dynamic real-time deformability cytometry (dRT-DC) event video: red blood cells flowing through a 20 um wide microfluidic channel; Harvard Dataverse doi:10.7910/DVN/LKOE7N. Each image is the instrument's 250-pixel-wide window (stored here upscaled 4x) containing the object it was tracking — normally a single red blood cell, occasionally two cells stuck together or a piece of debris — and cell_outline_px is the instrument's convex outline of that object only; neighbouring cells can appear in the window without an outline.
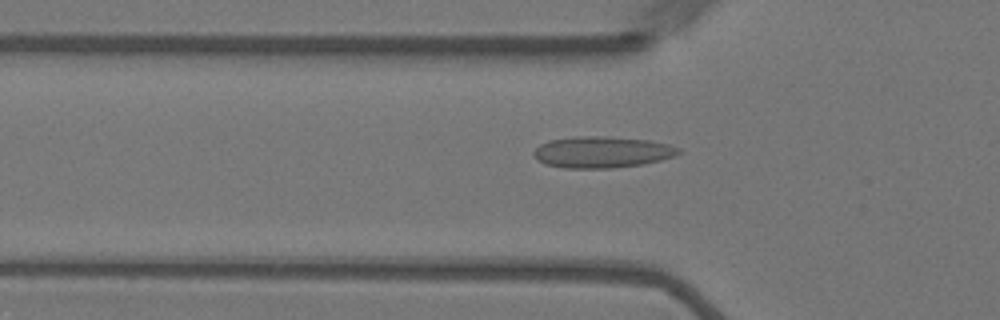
{"species": "Egyptian fruit bat (a non-hibernating species)", "species_latin": "Rousettus aegyptiacus", "temperature_condition": "warm", "stored_images_in_passage": 53, "camera_frame_rate_fps": 3000, "um_per_image_px": 0.085, "animal": {"sex": "female"}, "frame": {"image": 1, "passage_image": 15, "time_ms": 4.667, "image_size_px": [1000, 320], "cell_outline_px": [[684, 152], [660, 160], [640, 164], [612, 168], [564, 168], [544, 164], [532, 152], [540, 144], [548, 140], [576, 136], [604, 136], [648, 140], [668, 144], [680, 148]], "centroid_in_image_um": [51.17, 12.92], "position_along_channel_um": 74.6, "area_um2": 26.41}}
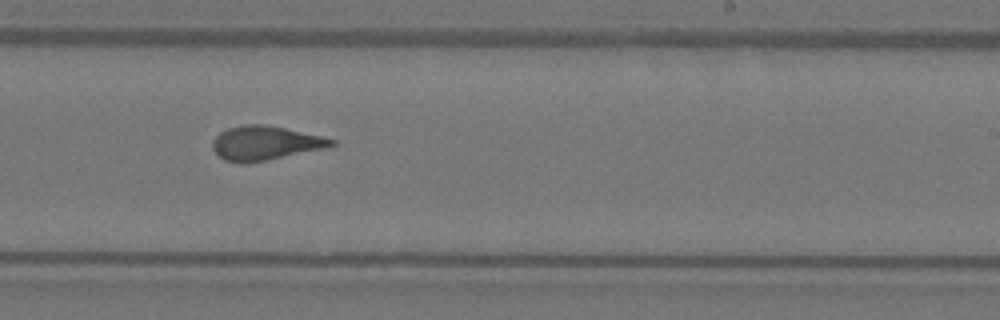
{"frame": {"image": 2, "passage_image": 31, "time_ms": 10.0, "image_size_px": [1000, 320], "cell_outline_px": [[336, 144], [324, 148], [268, 160], [240, 164], [224, 160], [212, 148], [212, 140], [220, 132], [228, 128], [244, 124], [264, 124], [284, 128], [320, 136], [336, 140]], "centroid_in_image_um": [22.5, 12.16], "position_along_channel_um": 266.5, "area_um2": 23.47}}
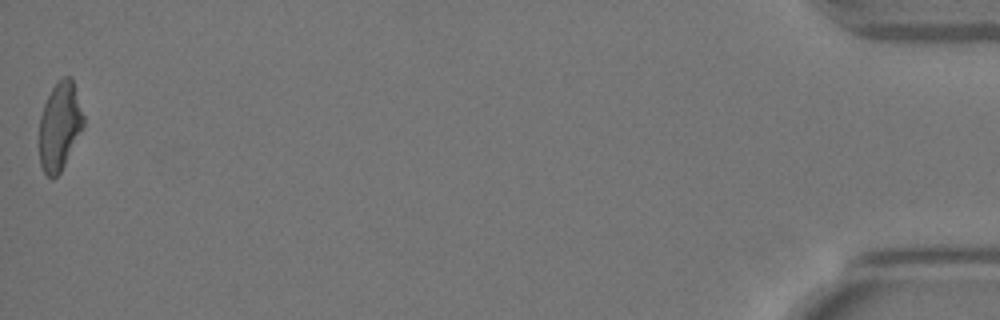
{"frame": {"image": 3, "passage_image": 53, "time_ms": 17.333, "image_size_px": [1000, 320], "cell_outline_px": [[84, 128], [60, 172], [52, 180], [44, 172], [40, 164], [40, 116], [44, 104], [52, 88], [64, 76], [72, 76], [84, 116]], "centroid_in_image_um": [5.09, 10.72], "position_along_channel_um": 430.1, "area_um2": 22.66}, "authors_computed_cell_mechanics": {"area_um2": 23.4668, "velocity_mm_per_s": 3.5784, "shape_relaxation_time_tau1_ms": null, "shape_relaxation_time_tau2_ms": 1.3008, "deformation_change_tau1": null, "deformation_change_tau2": 0.0759}}